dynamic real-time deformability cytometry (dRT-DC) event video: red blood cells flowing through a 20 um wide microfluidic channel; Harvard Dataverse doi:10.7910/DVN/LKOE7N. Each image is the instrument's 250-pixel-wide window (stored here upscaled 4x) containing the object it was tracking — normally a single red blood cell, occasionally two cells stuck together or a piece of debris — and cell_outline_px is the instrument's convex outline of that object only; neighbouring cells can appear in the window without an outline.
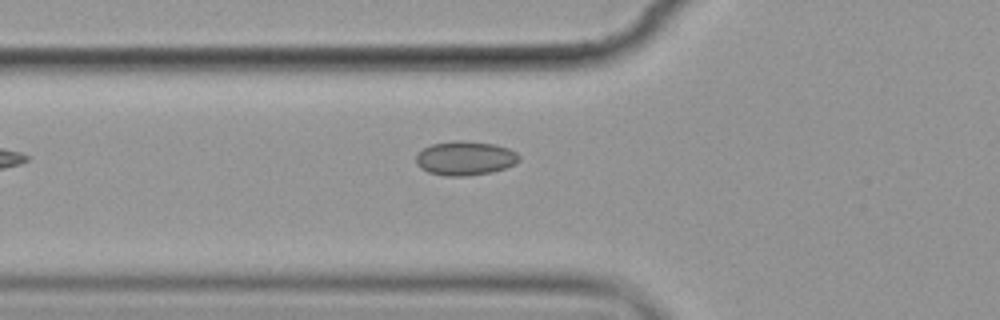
{"species": "common noctule bat (a hibernating species)", "species_latin": "Nyctalus noctula", "temperature_condition": "cold", "stored_images_in_passage": 6, "camera_frame_rate_fps": 3000, "um_per_image_px": 0.085, "animal": {"sex": "female", "body_mass_g": 19.9}, "frame": {"image": 1, "passage_image": 6, "time_ms": 5.667, "image_size_px": [1000, 320], "cell_outline_px": [[520, 160], [516, 164], [492, 172], [464, 176], [444, 176], [428, 172], [420, 168], [416, 164], [416, 152], [432, 144], [456, 140], [460, 140], [496, 144], [508, 148], [516, 152], [520, 156]], "centroid_in_image_um": [39.53, 13.45], "position_along_channel_um": 86.3, "area_um2": 20.69}}